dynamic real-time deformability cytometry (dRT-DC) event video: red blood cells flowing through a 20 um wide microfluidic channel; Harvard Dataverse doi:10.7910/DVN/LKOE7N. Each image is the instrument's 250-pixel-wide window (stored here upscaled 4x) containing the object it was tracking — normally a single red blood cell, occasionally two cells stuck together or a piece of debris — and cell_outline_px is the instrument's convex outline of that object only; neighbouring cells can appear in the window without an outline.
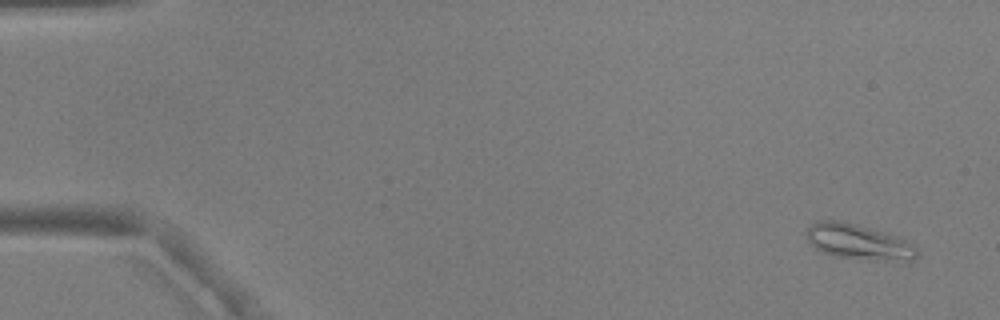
{"species": "common noctule bat (a hibernating species)", "species_latin": "Nyctalus noctula", "temperature_condition": "warm", "stored_images_in_passage": 2, "camera_frame_rate_fps": 3000, "um_per_image_px": 0.085, "animal": {"sex": "male", "body_mass_g": 17.9, "forearm_length_mm": 54.2}, "frame": {"image": 1, "passage_image": 1, "time_ms": 0.0, "image_size_px": [1000, 320], "cell_outline_px": [[920, 256], [916, 260], [908, 264], [868, 260], [832, 256], [816, 248], [808, 240], [804, 232], [816, 220], [840, 220], [888, 232], [900, 236], [908, 240], [920, 252]], "centroid_in_image_um": [73.12, 20.6], "position_along_channel_um": 11.9, "area_um2": 23.99}}